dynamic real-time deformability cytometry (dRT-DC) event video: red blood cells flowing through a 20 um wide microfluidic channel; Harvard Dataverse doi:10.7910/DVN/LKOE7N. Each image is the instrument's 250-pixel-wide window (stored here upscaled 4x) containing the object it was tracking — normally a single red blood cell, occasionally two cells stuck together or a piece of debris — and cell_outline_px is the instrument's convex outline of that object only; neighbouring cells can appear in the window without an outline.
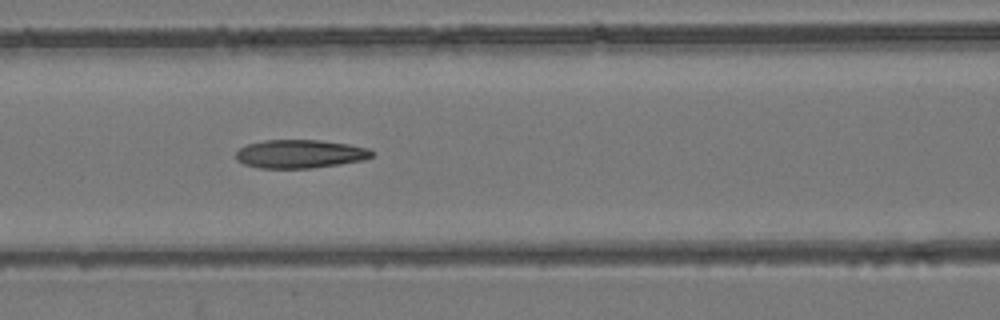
{"species": "common noctule bat (a hibernating species)", "species_latin": "Nyctalus noctula", "temperature_condition": "room temperature", "stored_images_in_passage": 7, "camera_frame_rate_fps": 3000, "um_per_image_px": 0.085, "animal": {"sex": "female", "body_mass_g": 24.6, "forearm_length_mm": 56.2}, "frame": {"image": 1, "passage_image": 7, "time_ms": 2.0, "image_size_px": [1000, 320], "cell_outline_px": [[376, 152], [372, 156], [364, 160], [340, 164], [312, 168], [260, 168], [244, 164], [236, 160], [236, 152], [240, 148], [248, 144], [264, 140], [320, 140], [348, 144], [368, 148]], "centroid_in_image_um": [25.52, 13.08], "position_along_channel_um": 141.1, "area_um2": 22.6}}